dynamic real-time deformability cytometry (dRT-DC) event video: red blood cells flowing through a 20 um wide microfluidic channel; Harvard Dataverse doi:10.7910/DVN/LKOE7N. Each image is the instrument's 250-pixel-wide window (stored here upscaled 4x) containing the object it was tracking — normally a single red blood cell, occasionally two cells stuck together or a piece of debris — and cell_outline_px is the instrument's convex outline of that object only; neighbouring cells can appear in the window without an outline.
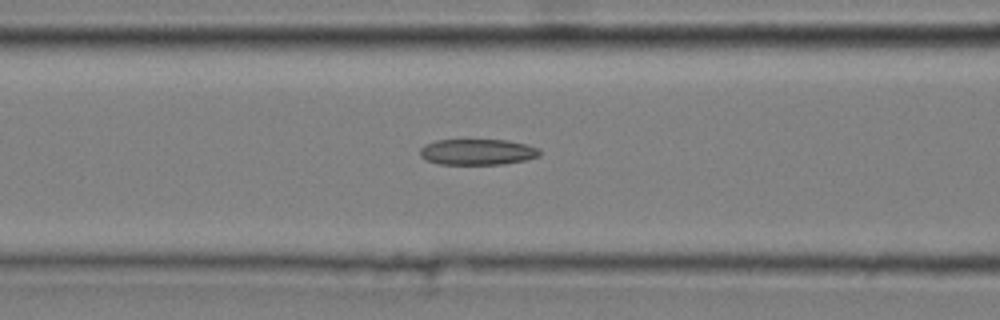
{"species": "common noctule bat (a hibernating species)", "species_latin": "Nyctalus noctula", "temperature_condition": "cold", "stored_images_in_passage": 18, "camera_frame_rate_fps": 3000, "um_per_image_px": 0.085, "animal": {"sex": "male", "body_mass_g": 20.4}, "frame": {"image": 1, "passage_image": 16, "time_ms": 5.0, "image_size_px": [1000, 320], "cell_outline_px": [[540, 156], [524, 160], [504, 164], [440, 164], [428, 160], [420, 156], [420, 148], [424, 144], [436, 140], [508, 140], [528, 144], [540, 148]], "centroid_in_image_um": [40.61, 12.91], "position_along_channel_um": 126.0, "area_um2": 18.15}}